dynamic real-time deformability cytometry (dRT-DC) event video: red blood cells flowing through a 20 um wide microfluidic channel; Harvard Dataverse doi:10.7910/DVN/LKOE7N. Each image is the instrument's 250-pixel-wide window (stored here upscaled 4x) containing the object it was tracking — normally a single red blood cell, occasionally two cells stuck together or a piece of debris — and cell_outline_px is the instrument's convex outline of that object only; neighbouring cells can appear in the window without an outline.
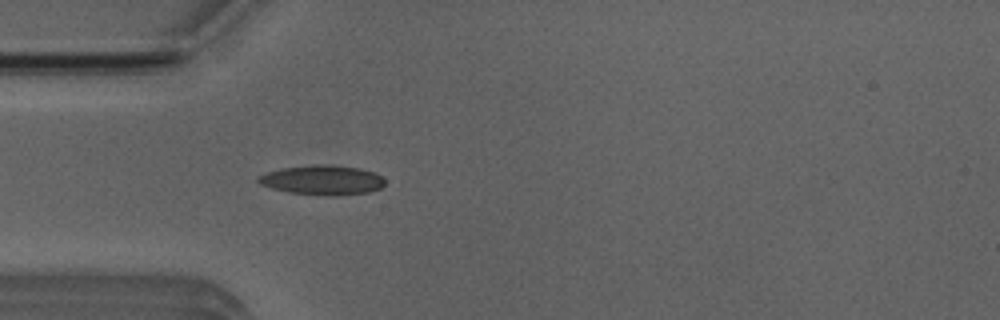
{"species": "Egyptian fruit bat (a non-hibernating species)", "species_latin": "Rousettus aegyptiacus", "temperature_condition": "room temperature", "stored_images_in_passage": 5, "camera_frame_rate_fps": 3000, "um_per_image_px": 0.085, "animal": {"sex": "male"}, "frame": {"image": 1, "passage_image": 5, "time_ms": 4.667, "image_size_px": [1000, 320], "cell_outline_px": [[384, 184], [380, 188], [368, 192], [340, 196], [328, 196], [288, 192], [272, 188], [260, 184], [256, 180], [260, 176], [268, 172], [284, 168], [316, 164], [328, 164], [360, 168], [372, 172], [380, 176], [384, 180]], "centroid_in_image_um": [27.41, 15.31], "position_along_channel_um": 57.6, "area_um2": 21.73}}